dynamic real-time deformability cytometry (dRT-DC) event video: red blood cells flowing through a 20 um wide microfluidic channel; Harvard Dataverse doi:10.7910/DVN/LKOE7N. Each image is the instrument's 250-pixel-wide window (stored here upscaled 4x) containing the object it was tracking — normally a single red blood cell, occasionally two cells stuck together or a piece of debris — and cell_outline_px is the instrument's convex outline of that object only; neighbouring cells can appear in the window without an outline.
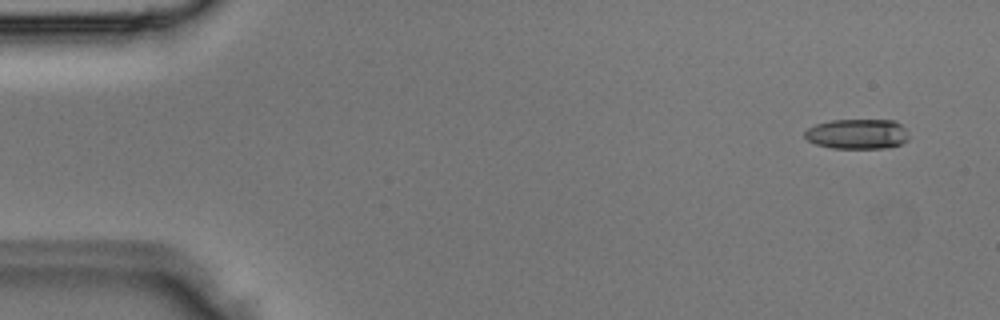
{"species": "Egyptian fruit bat (a non-hibernating species)", "species_latin": "Rousettus aegyptiacus", "temperature_condition": "room temperature", "stored_images_in_passage": 3, "camera_frame_rate_fps": 3000, "um_per_image_px": 0.085, "animal": {"sex": "male"}, "frame": {"image": 1, "passage_image": 1, "time_ms": 0.0, "image_size_px": [1000, 320], "cell_outline_px": [[908, 140], [900, 144], [884, 148], [832, 148], [816, 144], [808, 140], [804, 136], [804, 132], [808, 128], [816, 124], [832, 120], [896, 120], [904, 128], [908, 136]], "centroid_in_image_um": [72.86, 11.38], "position_along_channel_um": 12.1, "area_um2": 18.15}}